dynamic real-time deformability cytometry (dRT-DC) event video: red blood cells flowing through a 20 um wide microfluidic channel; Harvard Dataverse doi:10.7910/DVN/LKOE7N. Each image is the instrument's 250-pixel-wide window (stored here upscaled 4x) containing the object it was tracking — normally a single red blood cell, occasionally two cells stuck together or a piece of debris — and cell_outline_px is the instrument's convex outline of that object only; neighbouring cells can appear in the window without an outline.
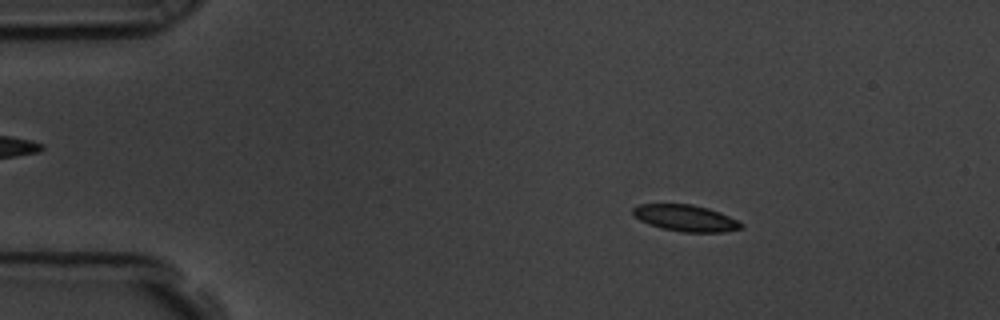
{"species": "common noctule bat (a hibernating species)", "species_latin": "Nyctalus noctula", "temperature_condition": "room temperature", "stored_images_in_passage": 57, "camera_frame_rate_fps": 3000, "um_per_image_px": 0.085, "animal": {"sex": "male", "body_mass_g": 19.5, "forearm_length_mm": 54.6}, "frame": {"image": 1, "passage_image": 9, "time_ms": 2.667, "image_size_px": [1000, 320], "cell_outline_px": [[744, 228], [724, 232], [684, 232], [660, 228], [648, 224], [640, 220], [632, 212], [632, 208], [640, 204], [692, 204], [708, 208], [720, 212], [744, 224]], "centroid_in_image_um": [58.29, 18.54], "position_along_channel_um": 26.7, "area_um2": 16.7}}
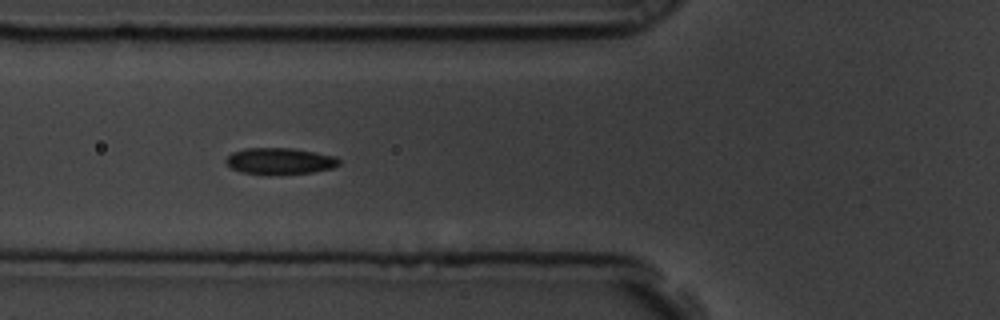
{"frame": {"image": 2, "passage_image": 21, "time_ms": 6.667, "image_size_px": [1000, 320], "cell_outline_px": [[340, 164], [332, 168], [312, 172], [240, 172], [232, 168], [224, 160], [232, 152], [244, 148], [292, 148], [316, 152], [336, 156], [340, 160]], "centroid_in_image_um": [23.81, 13.64], "position_along_channel_um": 102.0, "area_um2": 16.76}}
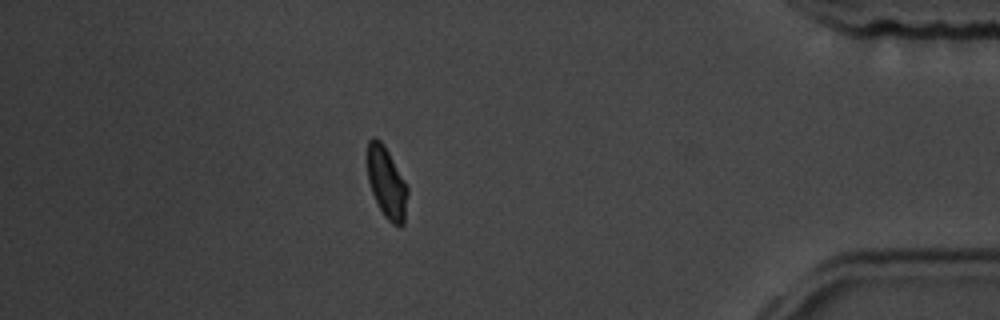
{"frame": {"image": 3, "passage_image": 50, "time_ms": 16.333, "image_size_px": [1000, 320], "cell_outline_px": [[408, 192], [404, 224], [400, 228], [392, 224], [384, 216], [372, 192], [368, 180], [368, 140], [372, 136], [376, 136], [384, 144], [404, 180], [408, 188]], "centroid_in_image_um": [32.87, 15.54], "position_along_channel_um": 402.3, "area_um2": 16.65}, "authors_computed_cell_mechanics": {"area_um2": 16.8198, "velocity_mm_per_s": 3.5531, "shape_relaxation_time_tau1_ms": 2.7971, "shape_relaxation_time_tau2_ms": 5.1801, "deformation_change_tau1": 0.1006, "deformation_change_tau2": 0.0618}}